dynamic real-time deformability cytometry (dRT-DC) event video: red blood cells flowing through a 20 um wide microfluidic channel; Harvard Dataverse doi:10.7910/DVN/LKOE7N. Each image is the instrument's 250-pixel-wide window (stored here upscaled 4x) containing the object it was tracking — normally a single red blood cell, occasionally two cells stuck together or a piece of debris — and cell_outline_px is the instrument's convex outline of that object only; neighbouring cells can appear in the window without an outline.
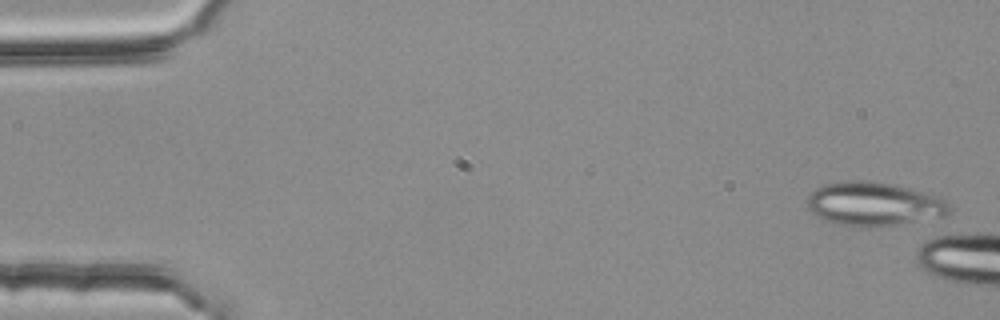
{"species": "common noctule bat (a hibernating species)", "species_latin": "Nyctalus noctula", "temperature_condition": "room temperature", "stored_images_in_passage": 8, "camera_frame_rate_fps": 3000, "um_per_image_px": 0.085, "animal": {"sex": "female", "body_mass_g": 25.1}, "frame": {"image": 1, "passage_image": 2, "time_ms": 0.333, "image_size_px": [1000, 320], "cell_outline_px": [[948, 212], [944, 216], [892, 224], [836, 224], [824, 220], [812, 212], [808, 208], [808, 192], [824, 184], [852, 180], [864, 180], [892, 184], [936, 196], [944, 200], [948, 204]], "centroid_in_image_um": [74.2, 17.29], "position_along_channel_um": 10.8, "area_um2": 34.85}}